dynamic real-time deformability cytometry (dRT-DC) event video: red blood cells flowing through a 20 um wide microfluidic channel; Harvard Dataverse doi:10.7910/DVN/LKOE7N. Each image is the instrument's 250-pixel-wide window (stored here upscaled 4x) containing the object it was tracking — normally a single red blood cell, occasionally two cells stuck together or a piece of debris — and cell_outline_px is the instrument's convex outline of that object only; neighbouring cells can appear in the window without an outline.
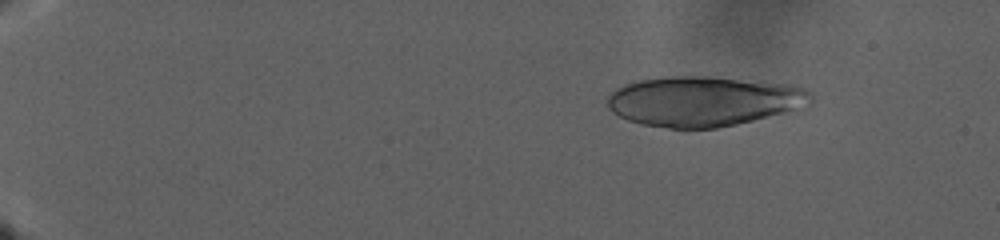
{"species": "human", "species_latin": "Homo sapiens", "temperature_condition": "warm", "stored_images_in_passage": 54, "camera_frame_rate_fps": 3000, "um_per_image_px": 0.085, "donor": {"sex": "male"}, "frame": {"image": 1, "passage_image": 19, "time_ms": 6.0, "image_size_px": [1000, 240], "cell_outline_px": [[812, 100], [808, 104], [784, 112], [736, 124], [716, 128], [668, 128], [640, 124], [628, 120], [612, 112], [608, 108], [608, 96], [616, 88], [624, 84], [636, 80], [664, 76], [712, 76], [764, 80], [788, 84], [804, 88], [812, 92]], "centroid_in_image_um": [59.79, 8.57], "position_along_channel_um": 25.2, "area_um2": 59.65}}
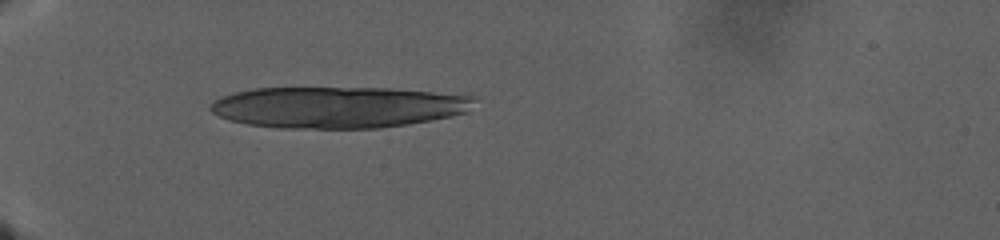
{"frame": {"image": 2, "passage_image": 43, "time_ms": 14.0, "image_size_px": [1000, 240], "cell_outline_px": [[480, 96], [468, 112], [452, 116], [432, 120], [408, 124], [380, 128], [280, 128], [248, 124], [228, 120], [212, 112], [208, 108], [216, 100], [232, 92], [252, 88], [392, 88]], "centroid_in_image_um": [28.79, 9.1], "position_along_channel_um": 56.2, "area_um2": 64.1}}